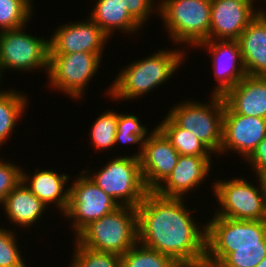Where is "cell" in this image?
I'll return each mask as SVG.
<instances>
[{
  "label": "cell",
  "instance_id": "obj_6",
  "mask_svg": "<svg viewBox=\"0 0 266 267\" xmlns=\"http://www.w3.org/2000/svg\"><path fill=\"white\" fill-rule=\"evenodd\" d=\"M208 103L180 101L169 108L168 116L181 128L193 133L219 158L222 144L223 115L225 102L220 95H210Z\"/></svg>",
  "mask_w": 266,
  "mask_h": 267
},
{
  "label": "cell",
  "instance_id": "obj_17",
  "mask_svg": "<svg viewBox=\"0 0 266 267\" xmlns=\"http://www.w3.org/2000/svg\"><path fill=\"white\" fill-rule=\"evenodd\" d=\"M211 156L179 155L178 162L170 175L154 190L167 198H184L197 190L212 171Z\"/></svg>",
  "mask_w": 266,
  "mask_h": 267
},
{
  "label": "cell",
  "instance_id": "obj_9",
  "mask_svg": "<svg viewBox=\"0 0 266 267\" xmlns=\"http://www.w3.org/2000/svg\"><path fill=\"white\" fill-rule=\"evenodd\" d=\"M102 56L95 53L76 52L49 54L48 84L50 88L67 93L71 99H82L89 81L96 75ZM87 86V87H86Z\"/></svg>",
  "mask_w": 266,
  "mask_h": 267
},
{
  "label": "cell",
  "instance_id": "obj_4",
  "mask_svg": "<svg viewBox=\"0 0 266 267\" xmlns=\"http://www.w3.org/2000/svg\"><path fill=\"white\" fill-rule=\"evenodd\" d=\"M75 239L91 250L122 256L138 242L137 208L119 206L92 221Z\"/></svg>",
  "mask_w": 266,
  "mask_h": 267
},
{
  "label": "cell",
  "instance_id": "obj_2",
  "mask_svg": "<svg viewBox=\"0 0 266 267\" xmlns=\"http://www.w3.org/2000/svg\"><path fill=\"white\" fill-rule=\"evenodd\" d=\"M266 257V220L213 215L206 223L205 262L214 267H256Z\"/></svg>",
  "mask_w": 266,
  "mask_h": 267
},
{
  "label": "cell",
  "instance_id": "obj_38",
  "mask_svg": "<svg viewBox=\"0 0 266 267\" xmlns=\"http://www.w3.org/2000/svg\"><path fill=\"white\" fill-rule=\"evenodd\" d=\"M2 76H4V74L2 75L1 72H0V82L3 81L2 80ZM3 91L0 89V94L2 93Z\"/></svg>",
  "mask_w": 266,
  "mask_h": 267
},
{
  "label": "cell",
  "instance_id": "obj_33",
  "mask_svg": "<svg viewBox=\"0 0 266 267\" xmlns=\"http://www.w3.org/2000/svg\"><path fill=\"white\" fill-rule=\"evenodd\" d=\"M248 165L256 172V177L266 174V137L257 145L256 149L246 159Z\"/></svg>",
  "mask_w": 266,
  "mask_h": 267
},
{
  "label": "cell",
  "instance_id": "obj_24",
  "mask_svg": "<svg viewBox=\"0 0 266 267\" xmlns=\"http://www.w3.org/2000/svg\"><path fill=\"white\" fill-rule=\"evenodd\" d=\"M178 151L179 155L212 156L215 155L196 136L179 127L167 114L156 126Z\"/></svg>",
  "mask_w": 266,
  "mask_h": 267
},
{
  "label": "cell",
  "instance_id": "obj_22",
  "mask_svg": "<svg viewBox=\"0 0 266 267\" xmlns=\"http://www.w3.org/2000/svg\"><path fill=\"white\" fill-rule=\"evenodd\" d=\"M91 11L89 17L109 38L115 30L129 36L141 30L142 26L127 12L124 0H98Z\"/></svg>",
  "mask_w": 266,
  "mask_h": 267
},
{
  "label": "cell",
  "instance_id": "obj_32",
  "mask_svg": "<svg viewBox=\"0 0 266 267\" xmlns=\"http://www.w3.org/2000/svg\"><path fill=\"white\" fill-rule=\"evenodd\" d=\"M140 122L141 120L137 115H130V113H119L117 120V131L119 133L138 135L144 141H146L157 127L151 130L149 133L148 128L145 127V125H142Z\"/></svg>",
  "mask_w": 266,
  "mask_h": 267
},
{
  "label": "cell",
  "instance_id": "obj_5",
  "mask_svg": "<svg viewBox=\"0 0 266 267\" xmlns=\"http://www.w3.org/2000/svg\"><path fill=\"white\" fill-rule=\"evenodd\" d=\"M173 40L172 44L191 45L208 40L211 26V0H161L159 15Z\"/></svg>",
  "mask_w": 266,
  "mask_h": 267
},
{
  "label": "cell",
  "instance_id": "obj_19",
  "mask_svg": "<svg viewBox=\"0 0 266 267\" xmlns=\"http://www.w3.org/2000/svg\"><path fill=\"white\" fill-rule=\"evenodd\" d=\"M39 169L36 168L34 174L31 175L22 168V182L47 207L53 203L62 212L60 214L64 215L69 205L70 188L66 183L70 177L67 173L58 174L53 169H42L41 171Z\"/></svg>",
  "mask_w": 266,
  "mask_h": 267
},
{
  "label": "cell",
  "instance_id": "obj_11",
  "mask_svg": "<svg viewBox=\"0 0 266 267\" xmlns=\"http://www.w3.org/2000/svg\"><path fill=\"white\" fill-rule=\"evenodd\" d=\"M74 180L69 186V205L64 216L72 220L71 228L76 237L92 221L113 212L120 205L84 171H80Z\"/></svg>",
  "mask_w": 266,
  "mask_h": 267
},
{
  "label": "cell",
  "instance_id": "obj_12",
  "mask_svg": "<svg viewBox=\"0 0 266 267\" xmlns=\"http://www.w3.org/2000/svg\"><path fill=\"white\" fill-rule=\"evenodd\" d=\"M265 137L266 118L234 113L225 104L220 155L236 152L245 161Z\"/></svg>",
  "mask_w": 266,
  "mask_h": 267
},
{
  "label": "cell",
  "instance_id": "obj_20",
  "mask_svg": "<svg viewBox=\"0 0 266 267\" xmlns=\"http://www.w3.org/2000/svg\"><path fill=\"white\" fill-rule=\"evenodd\" d=\"M257 10L259 14L238 39L248 76H266V9Z\"/></svg>",
  "mask_w": 266,
  "mask_h": 267
},
{
  "label": "cell",
  "instance_id": "obj_13",
  "mask_svg": "<svg viewBox=\"0 0 266 267\" xmlns=\"http://www.w3.org/2000/svg\"><path fill=\"white\" fill-rule=\"evenodd\" d=\"M49 54H69L76 52L95 53L103 56L109 37L91 19L66 23L56 28L49 37Z\"/></svg>",
  "mask_w": 266,
  "mask_h": 267
},
{
  "label": "cell",
  "instance_id": "obj_14",
  "mask_svg": "<svg viewBox=\"0 0 266 267\" xmlns=\"http://www.w3.org/2000/svg\"><path fill=\"white\" fill-rule=\"evenodd\" d=\"M196 47L208 49L212 55V71L218 82L212 94L223 96L247 76L238 40H205Z\"/></svg>",
  "mask_w": 266,
  "mask_h": 267
},
{
  "label": "cell",
  "instance_id": "obj_37",
  "mask_svg": "<svg viewBox=\"0 0 266 267\" xmlns=\"http://www.w3.org/2000/svg\"><path fill=\"white\" fill-rule=\"evenodd\" d=\"M256 267H266V257Z\"/></svg>",
  "mask_w": 266,
  "mask_h": 267
},
{
  "label": "cell",
  "instance_id": "obj_26",
  "mask_svg": "<svg viewBox=\"0 0 266 267\" xmlns=\"http://www.w3.org/2000/svg\"><path fill=\"white\" fill-rule=\"evenodd\" d=\"M31 1L0 0V31L27 27V23L32 18V9H34Z\"/></svg>",
  "mask_w": 266,
  "mask_h": 267
},
{
  "label": "cell",
  "instance_id": "obj_29",
  "mask_svg": "<svg viewBox=\"0 0 266 267\" xmlns=\"http://www.w3.org/2000/svg\"><path fill=\"white\" fill-rule=\"evenodd\" d=\"M15 234L0 226V267H27Z\"/></svg>",
  "mask_w": 266,
  "mask_h": 267
},
{
  "label": "cell",
  "instance_id": "obj_21",
  "mask_svg": "<svg viewBox=\"0 0 266 267\" xmlns=\"http://www.w3.org/2000/svg\"><path fill=\"white\" fill-rule=\"evenodd\" d=\"M6 218L20 228H31L38 219L44 217L48 207L38 199L21 181L4 199L2 203Z\"/></svg>",
  "mask_w": 266,
  "mask_h": 267
},
{
  "label": "cell",
  "instance_id": "obj_10",
  "mask_svg": "<svg viewBox=\"0 0 266 267\" xmlns=\"http://www.w3.org/2000/svg\"><path fill=\"white\" fill-rule=\"evenodd\" d=\"M0 31V72L8 69L48 72L49 38L30 35L23 29Z\"/></svg>",
  "mask_w": 266,
  "mask_h": 267
},
{
  "label": "cell",
  "instance_id": "obj_31",
  "mask_svg": "<svg viewBox=\"0 0 266 267\" xmlns=\"http://www.w3.org/2000/svg\"><path fill=\"white\" fill-rule=\"evenodd\" d=\"M124 2L127 12L142 26V28L150 16L155 12H158L159 14V3L156 2V0H124Z\"/></svg>",
  "mask_w": 266,
  "mask_h": 267
},
{
  "label": "cell",
  "instance_id": "obj_18",
  "mask_svg": "<svg viewBox=\"0 0 266 267\" xmlns=\"http://www.w3.org/2000/svg\"><path fill=\"white\" fill-rule=\"evenodd\" d=\"M237 114L266 118V76H245L223 96Z\"/></svg>",
  "mask_w": 266,
  "mask_h": 267
},
{
  "label": "cell",
  "instance_id": "obj_35",
  "mask_svg": "<svg viewBox=\"0 0 266 267\" xmlns=\"http://www.w3.org/2000/svg\"><path fill=\"white\" fill-rule=\"evenodd\" d=\"M179 267H214L211 265H208L206 263L200 264V265H185V266H179Z\"/></svg>",
  "mask_w": 266,
  "mask_h": 267
},
{
  "label": "cell",
  "instance_id": "obj_7",
  "mask_svg": "<svg viewBox=\"0 0 266 267\" xmlns=\"http://www.w3.org/2000/svg\"><path fill=\"white\" fill-rule=\"evenodd\" d=\"M104 165L91 175L90 170L83 171L120 206L138 208L149 192L143 181L140 159L133 155L115 156Z\"/></svg>",
  "mask_w": 266,
  "mask_h": 267
},
{
  "label": "cell",
  "instance_id": "obj_16",
  "mask_svg": "<svg viewBox=\"0 0 266 267\" xmlns=\"http://www.w3.org/2000/svg\"><path fill=\"white\" fill-rule=\"evenodd\" d=\"M139 159L144 184L149 191H154L175 168L179 153L156 128L144 141Z\"/></svg>",
  "mask_w": 266,
  "mask_h": 267
},
{
  "label": "cell",
  "instance_id": "obj_15",
  "mask_svg": "<svg viewBox=\"0 0 266 267\" xmlns=\"http://www.w3.org/2000/svg\"><path fill=\"white\" fill-rule=\"evenodd\" d=\"M254 0H211V26L208 40H238L259 14Z\"/></svg>",
  "mask_w": 266,
  "mask_h": 267
},
{
  "label": "cell",
  "instance_id": "obj_25",
  "mask_svg": "<svg viewBox=\"0 0 266 267\" xmlns=\"http://www.w3.org/2000/svg\"><path fill=\"white\" fill-rule=\"evenodd\" d=\"M169 255L139 242L121 256V267H179Z\"/></svg>",
  "mask_w": 266,
  "mask_h": 267
},
{
  "label": "cell",
  "instance_id": "obj_8",
  "mask_svg": "<svg viewBox=\"0 0 266 267\" xmlns=\"http://www.w3.org/2000/svg\"><path fill=\"white\" fill-rule=\"evenodd\" d=\"M257 178L258 187L241 176L212 182L214 198L220 205L214 215L236 220H266V195L261 178Z\"/></svg>",
  "mask_w": 266,
  "mask_h": 267
},
{
  "label": "cell",
  "instance_id": "obj_30",
  "mask_svg": "<svg viewBox=\"0 0 266 267\" xmlns=\"http://www.w3.org/2000/svg\"><path fill=\"white\" fill-rule=\"evenodd\" d=\"M0 158V205L5 197L22 181V167Z\"/></svg>",
  "mask_w": 266,
  "mask_h": 267
},
{
  "label": "cell",
  "instance_id": "obj_1",
  "mask_svg": "<svg viewBox=\"0 0 266 267\" xmlns=\"http://www.w3.org/2000/svg\"><path fill=\"white\" fill-rule=\"evenodd\" d=\"M185 202L149 191L137 208L138 242L180 266L200 265L206 258V222L199 225Z\"/></svg>",
  "mask_w": 266,
  "mask_h": 267
},
{
  "label": "cell",
  "instance_id": "obj_36",
  "mask_svg": "<svg viewBox=\"0 0 266 267\" xmlns=\"http://www.w3.org/2000/svg\"><path fill=\"white\" fill-rule=\"evenodd\" d=\"M260 178L262 180V183H263V186H264L265 195H266V174L262 175Z\"/></svg>",
  "mask_w": 266,
  "mask_h": 267
},
{
  "label": "cell",
  "instance_id": "obj_27",
  "mask_svg": "<svg viewBox=\"0 0 266 267\" xmlns=\"http://www.w3.org/2000/svg\"><path fill=\"white\" fill-rule=\"evenodd\" d=\"M117 111L107 110L96 118L90 129L92 147L98 151L109 150L115 147V134L117 132Z\"/></svg>",
  "mask_w": 266,
  "mask_h": 267
},
{
  "label": "cell",
  "instance_id": "obj_3",
  "mask_svg": "<svg viewBox=\"0 0 266 267\" xmlns=\"http://www.w3.org/2000/svg\"><path fill=\"white\" fill-rule=\"evenodd\" d=\"M183 51L184 49L177 50V48L173 51L159 49L149 57L134 60L122 68V71L120 70L112 85L104 91L105 94L117 102L124 99L135 100L134 98L143 97L144 94L148 95L150 91L168 82L169 78L179 70V66L187 56Z\"/></svg>",
  "mask_w": 266,
  "mask_h": 267
},
{
  "label": "cell",
  "instance_id": "obj_34",
  "mask_svg": "<svg viewBox=\"0 0 266 267\" xmlns=\"http://www.w3.org/2000/svg\"><path fill=\"white\" fill-rule=\"evenodd\" d=\"M119 143L124 144H139V151L138 153L133 154L134 157L139 158L143 151L144 140L135 134H126V133H119L118 131L115 134V146L120 145Z\"/></svg>",
  "mask_w": 266,
  "mask_h": 267
},
{
  "label": "cell",
  "instance_id": "obj_23",
  "mask_svg": "<svg viewBox=\"0 0 266 267\" xmlns=\"http://www.w3.org/2000/svg\"><path fill=\"white\" fill-rule=\"evenodd\" d=\"M27 95L17 92L15 89H8L0 94V149L2 144L12 136V131L16 128L20 117L29 105ZM28 104V105H27ZM19 120V121H18Z\"/></svg>",
  "mask_w": 266,
  "mask_h": 267
},
{
  "label": "cell",
  "instance_id": "obj_28",
  "mask_svg": "<svg viewBox=\"0 0 266 267\" xmlns=\"http://www.w3.org/2000/svg\"><path fill=\"white\" fill-rule=\"evenodd\" d=\"M73 241L75 250L68 267H121V256L94 251L82 246L76 239Z\"/></svg>",
  "mask_w": 266,
  "mask_h": 267
}]
</instances>
